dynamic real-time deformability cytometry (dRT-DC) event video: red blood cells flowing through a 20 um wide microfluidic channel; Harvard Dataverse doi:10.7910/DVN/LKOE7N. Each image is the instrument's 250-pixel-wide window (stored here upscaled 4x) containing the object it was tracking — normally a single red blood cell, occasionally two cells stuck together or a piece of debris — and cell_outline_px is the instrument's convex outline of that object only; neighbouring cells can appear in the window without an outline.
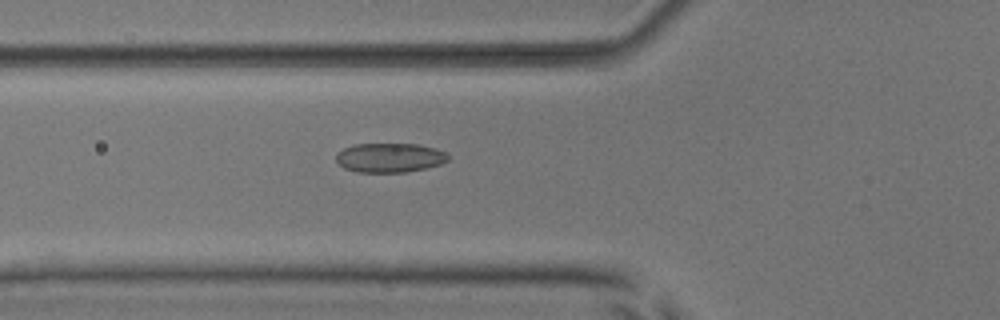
{"species": "common noctule bat (a hibernating species)", "species_latin": "Nyctalus noctula", "temperature_condition": "room temperature", "stored_images_in_passage": 37, "camera_frame_rate_fps": 3000, "um_per_image_px": 0.085, "animal": {"sex": "male", "body_mass_g": 17.9, "forearm_length_mm": 54.2}, "frame": {"image": 1, "passage_image": 4, "time_ms": 1.0, "image_size_px": [1000, 320], "cell_outline_px": [[448, 160], [440, 164], [428, 168], [408, 172], [356, 172], [344, 168], [336, 160], [336, 156], [344, 148], [352, 144], [420, 144], [444, 152], [448, 156]], "centroid_in_image_um": [33.12, 13.41], "position_along_channel_um": 92.7, "area_um2": 19.07}}
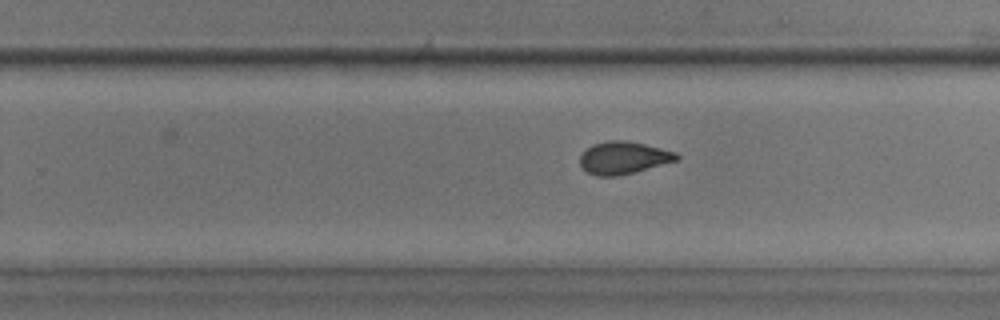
{"frame": {"image": 2, "passage_image": 18, "time_ms": 5.667, "image_size_px": [1000, 320], "cell_outline_px": [[680, 160], [616, 176], [596, 176], [588, 172], [580, 164], [580, 156], [592, 144], [608, 140], [628, 140], [676, 152], [680, 156]], "centroid_in_image_um": [53.01, 13.4], "position_along_channel_um": 276.8, "area_um2": 18.15}}
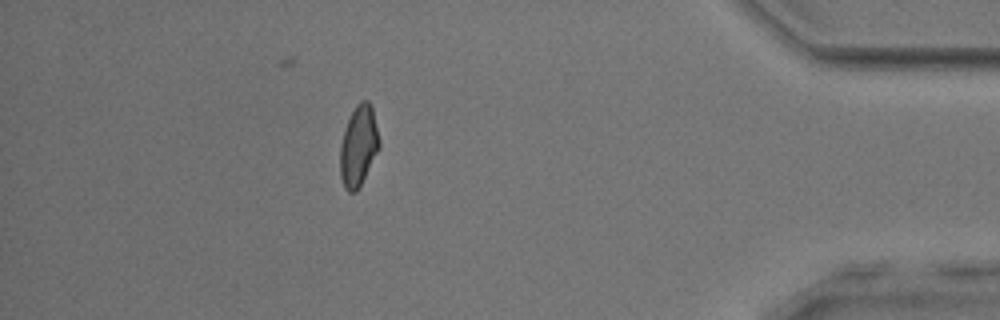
{"frame": {"image": 3, "passage_image": 31, "time_ms": 10.0, "image_size_px": [1000, 320], "cell_outline_px": [[380, 148], [356, 192], [348, 192], [344, 188], [340, 176], [340, 144], [344, 128], [356, 104], [360, 100], [368, 100], [372, 108], [380, 140]], "centroid_in_image_um": [30.46, 12.4], "position_along_channel_um": 404.7, "area_um2": 18.44}, "authors_computed_cell_mechanics": {"area_um2": 18.3804, "velocity_mm_per_s": 3.9542, "shape_relaxation_time_tau1_ms": 8.4303, "shape_relaxation_time_tau2_ms": 1.0264, "deformation_change_tau1": 0.1676, "deformation_change_tau2": 0.0547}}